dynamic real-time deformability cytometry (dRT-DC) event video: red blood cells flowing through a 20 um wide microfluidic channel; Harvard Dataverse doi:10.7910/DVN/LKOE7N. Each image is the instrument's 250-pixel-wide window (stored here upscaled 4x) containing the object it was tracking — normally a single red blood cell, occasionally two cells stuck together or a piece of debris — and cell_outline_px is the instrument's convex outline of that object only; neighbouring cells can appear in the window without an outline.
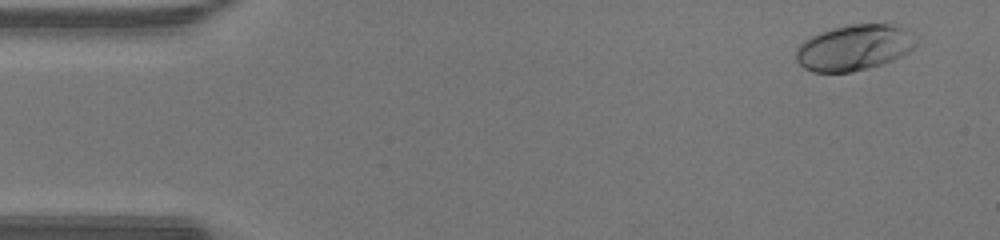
{"species": "human", "species_latin": "Homo sapiens", "temperature_condition": "warm", "stored_images_in_passage": 49, "camera_frame_rate_fps": 3000, "um_per_image_px": 0.085, "donor": {"sex": "male"}, "frame": {"image": 1, "passage_image": 3, "time_ms": 0.667, "image_size_px": [1000, 240], "cell_outline_px": [[916, 44], [908, 52], [892, 60], [868, 68], [852, 72], [812, 72], [804, 68], [796, 60], [796, 48], [804, 40], [820, 32], [832, 28], [852, 24], [900, 24], [904, 28]], "centroid_in_image_um": [72.55, 4.05], "position_along_channel_um": 12.4, "area_um2": 31.73}}
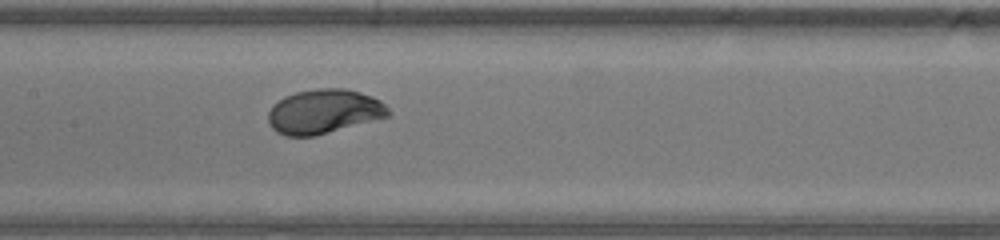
{"frame": {"image": 2, "passage_image": 23, "time_ms": 7.333, "image_size_px": [1000, 240], "cell_outline_px": [[392, 112], [388, 116], [312, 136], [288, 136], [276, 132], [272, 128], [268, 120], [268, 112], [272, 104], [284, 96], [296, 92], [316, 88], [344, 88], [360, 92], [372, 96], [380, 100]], "centroid_in_image_um": [27.5, 9.46], "position_along_channel_um": 179.9, "area_um2": 30.87}}
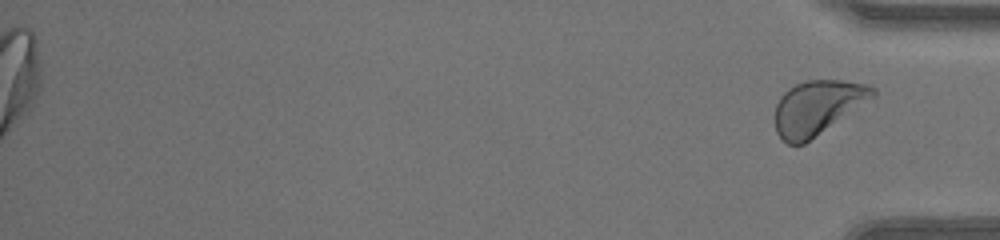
{"frame": {"image": 3, "passage_image": 49, "time_ms": 16.0, "image_size_px": [1000, 240], "cell_outline_px": [[876, 96], [804, 144], [788, 144], [776, 132], [776, 104], [780, 96], [788, 88], [796, 84], [808, 80], [840, 80], [868, 84], [876, 88]], "centroid_in_image_um": [69.5, 9.12], "position_along_channel_um": 365.7, "area_um2": 30.69}, "authors_computed_cell_mechanics": {"area_um2": 30.7496, "velocity_mm_per_s": 4.3374, "shape_relaxation_time_tau1_ms": 2.368, "shape_relaxation_time_tau2_ms": null, "deformation_change_tau1": 0.1691, "deformation_change_tau2": null}}